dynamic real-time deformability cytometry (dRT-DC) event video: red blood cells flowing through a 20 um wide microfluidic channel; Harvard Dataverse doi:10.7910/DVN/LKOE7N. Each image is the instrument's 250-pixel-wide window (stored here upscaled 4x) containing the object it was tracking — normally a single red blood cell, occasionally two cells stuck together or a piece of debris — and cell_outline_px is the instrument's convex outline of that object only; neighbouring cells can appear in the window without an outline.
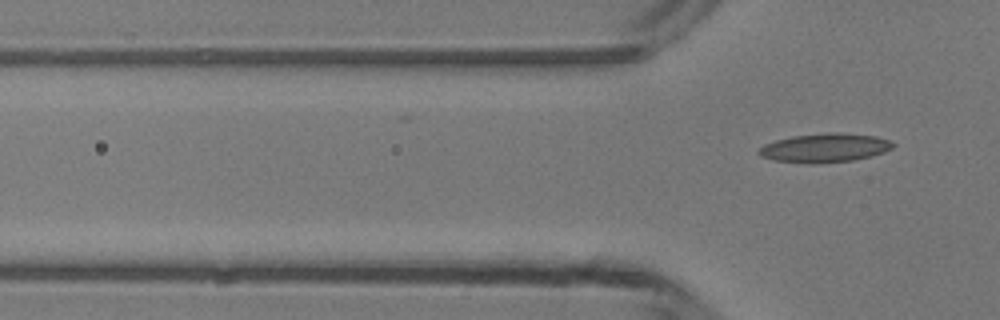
{"species": "common noctule bat (a hibernating species)", "species_latin": "Nyctalus noctula", "temperature_condition": "room temperature", "stored_images_in_passage": 6, "camera_frame_rate_fps": 3000, "um_per_image_px": 0.085, "animal": {"sex": "male", "body_mass_g": 13.3}, "frame": {"image": 1, "passage_image": 6, "time_ms": 7.0, "image_size_px": [1000, 320], "cell_outline_px": [[896, 144], [892, 148], [884, 152], [872, 156], [852, 160], [816, 164], [808, 164], [772, 160], [760, 156], [756, 152], [764, 144], [776, 140], [792, 136], [832, 132], [840, 132], [876, 136], [892, 140]], "centroid_in_image_um": [70.11, 12.57], "position_along_channel_um": 55.7, "area_um2": 22.89}}